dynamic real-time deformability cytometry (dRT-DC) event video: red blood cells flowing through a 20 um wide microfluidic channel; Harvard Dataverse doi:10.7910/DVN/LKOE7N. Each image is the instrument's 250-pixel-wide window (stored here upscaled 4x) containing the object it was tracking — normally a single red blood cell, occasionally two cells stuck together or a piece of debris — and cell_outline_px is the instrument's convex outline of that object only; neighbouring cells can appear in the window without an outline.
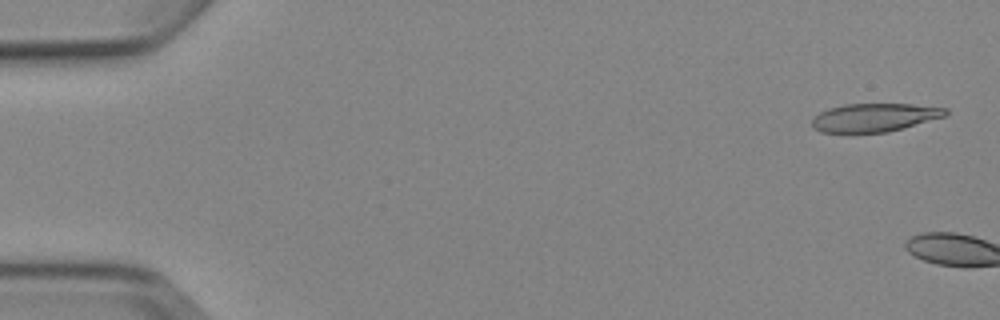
{"species": "Egyptian fruit bat (a non-hibernating species)", "species_latin": "Rousettus aegyptiacus", "temperature_condition": "cold", "stored_images_in_passage": 5, "camera_frame_rate_fps": 3000, "um_per_image_px": 0.085, "animal": {"sex": "female"}, "frame": {"image": 1, "passage_image": 1, "time_ms": 0.0, "image_size_px": [1000, 320], "cell_outline_px": [[948, 112], [944, 116], [904, 128], [888, 132], [820, 132], [812, 124], [812, 120], [820, 112], [828, 108], [844, 104], [912, 104], [948, 108]], "centroid_in_image_um": [74.35, 9.98], "position_along_channel_um": 10.7, "area_um2": 21.85}}
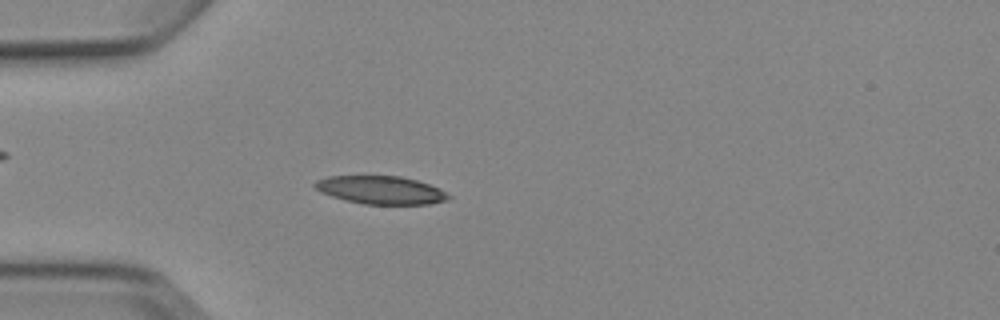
{"frame": {"image": 2, "passage_image": 5, "time_ms": 5.667, "image_size_px": [1000, 320], "cell_outline_px": [[452, 196], [448, 200], [428, 204], [364, 204], [344, 200], [320, 192], [312, 184], [316, 180], [328, 176], [400, 176], [416, 180], [440, 188]], "centroid_in_image_um": [32.37, 16.15], "position_along_channel_um": 52.6, "area_um2": 21.91}}